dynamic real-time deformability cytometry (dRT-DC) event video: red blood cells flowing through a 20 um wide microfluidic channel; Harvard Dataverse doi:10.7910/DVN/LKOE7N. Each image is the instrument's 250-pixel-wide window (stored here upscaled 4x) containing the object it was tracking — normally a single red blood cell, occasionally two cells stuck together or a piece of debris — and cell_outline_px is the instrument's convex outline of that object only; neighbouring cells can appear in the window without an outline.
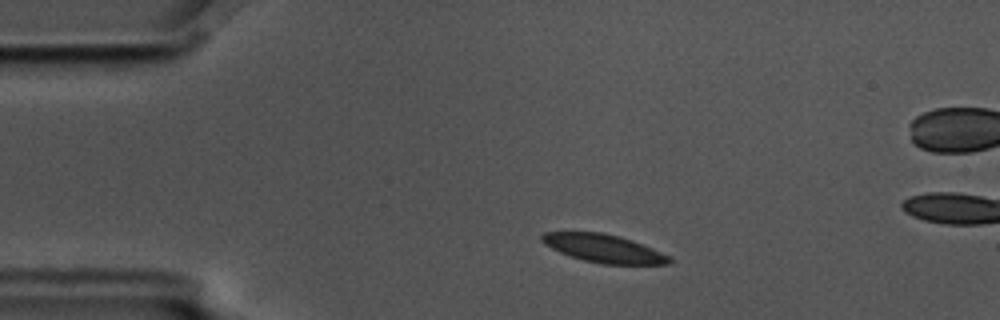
{"species": "common noctule bat (a hibernating species)", "species_latin": "Nyctalus noctula", "temperature_condition": "cold", "stored_images_in_passage": 4, "camera_frame_rate_fps": 3000, "um_per_image_px": 0.085, "animal": {"sex": "male", "body_mass_g": 17.5, "forearm_length_mm": 52.3}, "frame": {"image": 1, "passage_image": 2, "time_ms": 0.333, "image_size_px": [1000, 320], "cell_outline_px": [[672, 260], [668, 264], [604, 264], [584, 260], [560, 252], [544, 244], [540, 240], [540, 236], [544, 232], [600, 232], [620, 236], [632, 240], [672, 256]], "centroid_in_image_um": [51.33, 21.11], "position_along_channel_um": 33.7, "area_um2": 20.81}}